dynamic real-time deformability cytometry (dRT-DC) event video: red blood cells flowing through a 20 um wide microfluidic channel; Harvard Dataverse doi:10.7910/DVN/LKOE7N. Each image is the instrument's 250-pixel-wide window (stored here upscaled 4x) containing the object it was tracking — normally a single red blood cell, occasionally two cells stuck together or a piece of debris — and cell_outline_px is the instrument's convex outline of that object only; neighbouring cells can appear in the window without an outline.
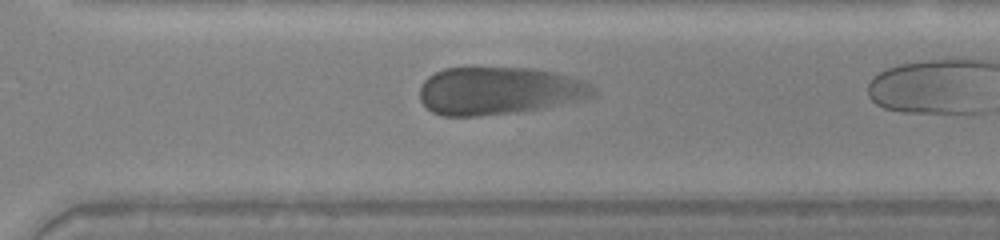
{"species": "human", "species_latin": "Homo sapiens", "temperature_condition": "warm", "stored_images_in_passage": 26, "camera_frame_rate_fps": 3000, "um_per_image_px": 0.085, "donor": {"sex": "female"}, "frame": {"image": 1, "passage_image": 22, "time_ms": 7.0, "image_size_px": [1000, 240], "cell_outline_px": [[596, 92], [592, 96], [584, 100], [544, 108], [516, 112], [480, 116], [444, 116], [432, 112], [420, 100], [420, 88], [424, 80], [428, 76], [444, 68], [532, 68], [556, 72], [584, 80], [592, 84], [596, 88]], "centroid_in_image_um": [42.46, 7.72], "position_along_channel_um": 328.1, "area_um2": 48.61}}